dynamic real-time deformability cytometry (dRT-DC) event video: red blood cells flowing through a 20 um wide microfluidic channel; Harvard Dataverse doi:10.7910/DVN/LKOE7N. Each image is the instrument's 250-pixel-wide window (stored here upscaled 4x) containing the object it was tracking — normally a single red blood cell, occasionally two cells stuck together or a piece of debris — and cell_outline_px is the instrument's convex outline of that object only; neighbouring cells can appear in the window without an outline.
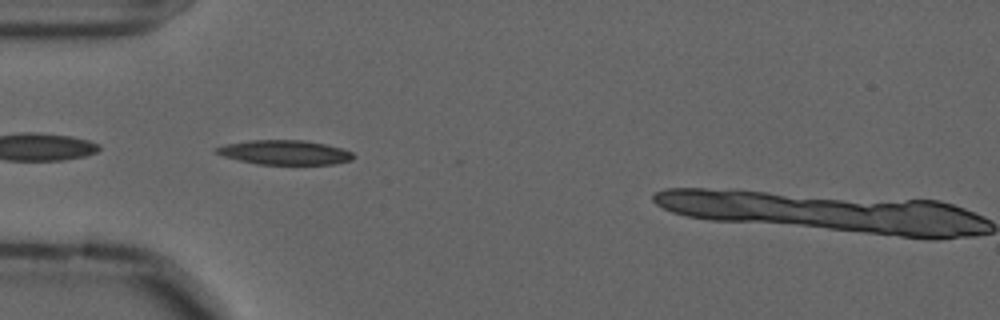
{"species": "common noctule bat (a hibernating species)", "species_latin": "Nyctalus noctula", "temperature_condition": "cold", "stored_images_in_passage": 36, "camera_frame_rate_fps": 3000, "um_per_image_px": 0.085, "animal": {"sex": "male", "forearm_length_mm": 52.5}, "frame": {"image": 1, "passage_image": 2, "time_ms": 0.333, "image_size_px": [1000, 320], "cell_outline_px": [[356, 156], [352, 160], [332, 164], [256, 164], [224, 156], [212, 152], [212, 148], [224, 144], [248, 140], [304, 140], [324, 144], [340, 148], [352, 152]], "centroid_in_image_um": [24.14, 12.95], "position_along_channel_um": 60.9, "area_um2": 19.59}}
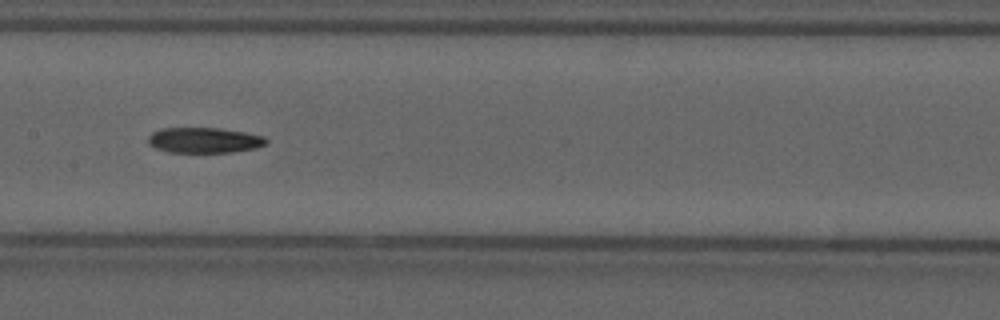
{"frame": {"image": 2, "passage_image": 13, "time_ms": 4.0, "image_size_px": [1000, 320], "cell_outline_px": [[268, 144], [256, 148], [232, 152], [168, 152], [156, 148], [148, 144], [148, 136], [152, 132], [160, 128], [220, 128], [244, 132], [264, 136], [268, 140]], "centroid_in_image_um": [17.36, 11.91], "position_along_channel_um": 190.0, "area_um2": 17.63}}
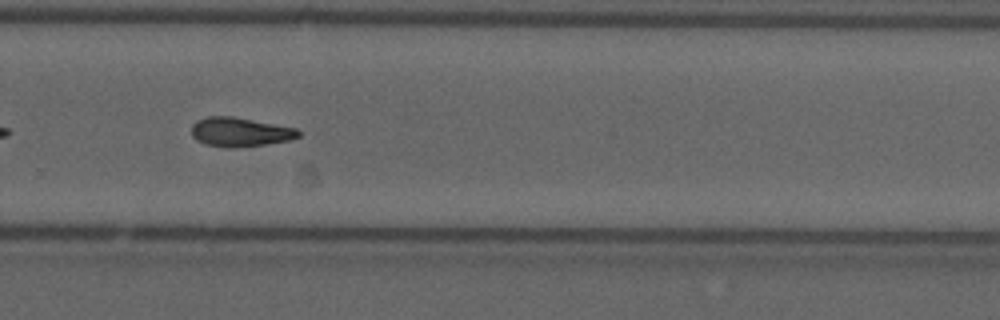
{"frame": {"image": 3, "passage_image": 23, "time_ms": 7.333, "image_size_px": [1000, 320], "cell_outline_px": [[300, 136], [288, 140], [268, 144], [224, 148], [204, 144], [196, 140], [192, 136], [192, 124], [196, 120], [208, 116], [232, 116], [296, 128], [300, 132]], "centroid_in_image_um": [20.36, 11.22], "position_along_channel_um": 309.4, "area_um2": 18.15}}